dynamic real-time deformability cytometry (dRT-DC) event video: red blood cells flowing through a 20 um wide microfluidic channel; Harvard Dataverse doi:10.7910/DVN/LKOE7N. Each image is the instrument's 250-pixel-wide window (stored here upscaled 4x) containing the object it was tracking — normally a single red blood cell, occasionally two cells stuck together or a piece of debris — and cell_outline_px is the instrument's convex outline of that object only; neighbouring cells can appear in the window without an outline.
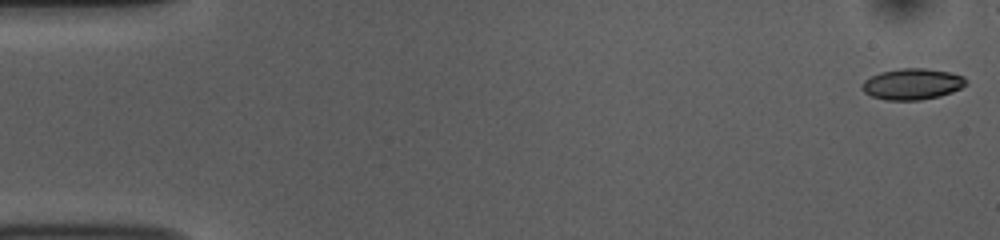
{"species": "common noctule bat (a hibernating species)", "species_latin": "Nyctalus noctula", "temperature_condition": "room temperature", "stored_images_in_passage": 47, "camera_frame_rate_fps": 3000, "um_per_image_px": 0.085, "animal": {"sex": "female", "body_mass_g": 10.0, "forearm_length_mm": 53.1}, "frame": {"image": 1, "passage_image": 1, "time_ms": 0.0, "image_size_px": [1000, 240], "cell_outline_px": [[968, 84], [952, 92], [940, 96], [920, 100], [884, 100], [872, 96], [864, 92], [860, 88], [860, 84], [864, 80], [880, 72], [900, 68], [924, 68], [948, 72], [964, 76], [968, 80]], "centroid_in_image_um": [77.54, 7.15], "position_along_channel_um": 7.5, "area_um2": 19.02}}
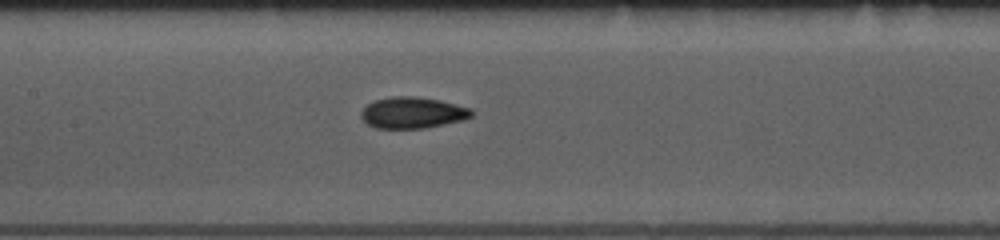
{"frame": {"image": 2, "passage_image": 25, "time_ms": 8.0, "image_size_px": [1000, 240], "cell_outline_px": [[476, 112], [472, 116], [464, 120], [424, 128], [376, 128], [368, 124], [360, 116], [360, 112], [368, 104], [376, 100], [392, 96], [416, 96], [440, 100], [472, 108]], "centroid_in_image_um": [35.11, 9.57], "position_along_channel_um": 172.3, "area_um2": 20.23}}
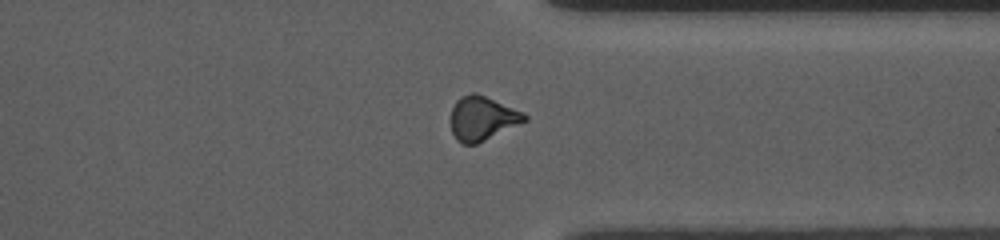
{"frame": {"image": 3, "passage_image": 41, "time_ms": 13.333, "image_size_px": [1000, 240], "cell_outline_px": [[528, 120], [476, 144], [464, 144], [456, 140], [452, 132], [452, 108], [456, 100], [460, 96], [472, 92], [476, 92], [524, 112], [528, 116]], "centroid_in_image_um": [41.0, 10.04], "position_along_channel_um": 370.4, "area_um2": 18.9}}